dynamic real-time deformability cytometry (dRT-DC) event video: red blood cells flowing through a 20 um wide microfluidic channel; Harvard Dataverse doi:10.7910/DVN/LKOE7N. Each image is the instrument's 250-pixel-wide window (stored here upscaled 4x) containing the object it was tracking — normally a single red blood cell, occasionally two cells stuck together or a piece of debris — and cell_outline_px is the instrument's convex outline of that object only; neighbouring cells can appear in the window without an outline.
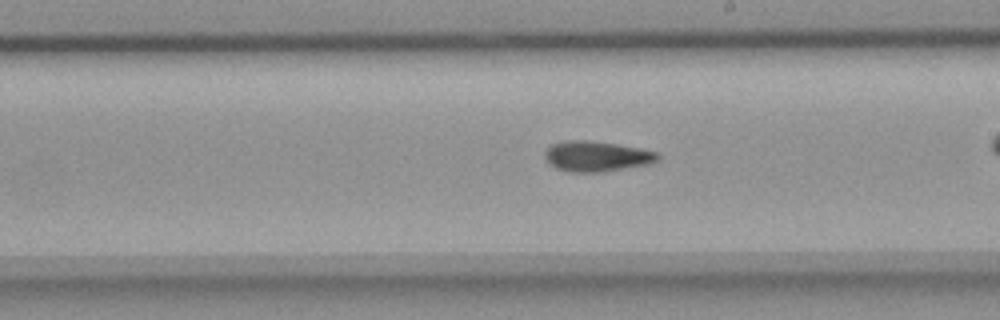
{"species": "common noctule bat (a hibernating species)", "species_latin": "Nyctalus noctula", "temperature_condition": "room temperature", "stored_images_in_passage": 39, "camera_frame_rate_fps": 3000, "um_per_image_px": 0.085, "animal": {"sex": "female", "body_mass_g": 18.4}, "frame": {"image": 1, "passage_image": 28, "time_ms": 9.0, "image_size_px": [1000, 320], "cell_outline_px": [[660, 160], [652, 164], [604, 172], [568, 172], [556, 168], [544, 156], [544, 152], [552, 144], [568, 140], [588, 140], [616, 144], [640, 148], [660, 152]], "centroid_in_image_um": [50.79, 13.29], "position_along_channel_um": 238.2, "area_um2": 20.23}}